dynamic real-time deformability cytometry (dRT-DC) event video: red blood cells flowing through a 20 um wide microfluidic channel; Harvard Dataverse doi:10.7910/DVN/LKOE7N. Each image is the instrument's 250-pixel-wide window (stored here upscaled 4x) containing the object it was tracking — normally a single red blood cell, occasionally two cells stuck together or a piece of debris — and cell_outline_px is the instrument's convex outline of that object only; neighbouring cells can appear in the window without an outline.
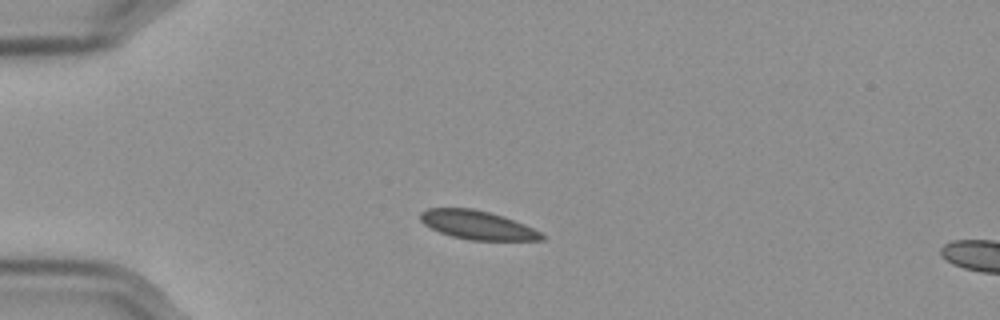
{"species": "Egyptian fruit bat (a non-hibernating species)", "species_latin": "Rousettus aegyptiacus", "temperature_condition": "cold", "stored_images_in_passage": 14, "camera_frame_rate_fps": 3000, "um_per_image_px": 0.085, "frame": {"image": 1, "passage_image": 10, "time_ms": 3.0, "image_size_px": [1000, 320], "cell_outline_px": [[544, 240], [472, 240], [452, 236], [440, 232], [424, 224], [420, 220], [420, 212], [428, 208], [472, 208], [488, 212], [524, 224], [540, 232], [544, 236]], "centroid_in_image_um": [40.55, 19.12], "position_along_channel_um": 44.5, "area_um2": 19.94}}